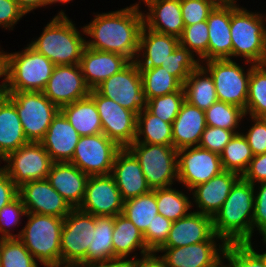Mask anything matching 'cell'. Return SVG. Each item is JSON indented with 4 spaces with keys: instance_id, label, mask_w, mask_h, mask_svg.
<instances>
[{
    "instance_id": "6da1fadb",
    "label": "cell",
    "mask_w": 266,
    "mask_h": 267,
    "mask_svg": "<svg viewBox=\"0 0 266 267\" xmlns=\"http://www.w3.org/2000/svg\"><path fill=\"white\" fill-rule=\"evenodd\" d=\"M94 18L84 25L86 47L117 53L135 61L142 27L143 11L140 5L130 4L115 11L93 13Z\"/></svg>"
},
{
    "instance_id": "7a4b0ae2",
    "label": "cell",
    "mask_w": 266,
    "mask_h": 267,
    "mask_svg": "<svg viewBox=\"0 0 266 267\" xmlns=\"http://www.w3.org/2000/svg\"><path fill=\"white\" fill-rule=\"evenodd\" d=\"M254 185L242 176L213 217L214 233L226 244L252 241Z\"/></svg>"
},
{
    "instance_id": "3957f363",
    "label": "cell",
    "mask_w": 266,
    "mask_h": 267,
    "mask_svg": "<svg viewBox=\"0 0 266 267\" xmlns=\"http://www.w3.org/2000/svg\"><path fill=\"white\" fill-rule=\"evenodd\" d=\"M64 10L47 22L42 33L28 45L46 56L55 66L78 65L86 46L84 27L80 31ZM85 38H84V37Z\"/></svg>"
},
{
    "instance_id": "277c9868",
    "label": "cell",
    "mask_w": 266,
    "mask_h": 267,
    "mask_svg": "<svg viewBox=\"0 0 266 267\" xmlns=\"http://www.w3.org/2000/svg\"><path fill=\"white\" fill-rule=\"evenodd\" d=\"M230 33L232 60L243 58V64L266 61V22L263 13L250 11L237 1L231 2Z\"/></svg>"
},
{
    "instance_id": "5b68a950",
    "label": "cell",
    "mask_w": 266,
    "mask_h": 267,
    "mask_svg": "<svg viewBox=\"0 0 266 267\" xmlns=\"http://www.w3.org/2000/svg\"><path fill=\"white\" fill-rule=\"evenodd\" d=\"M6 91L42 92L50 79L55 65L28 44L21 51L6 52Z\"/></svg>"
},
{
    "instance_id": "8992f818",
    "label": "cell",
    "mask_w": 266,
    "mask_h": 267,
    "mask_svg": "<svg viewBox=\"0 0 266 267\" xmlns=\"http://www.w3.org/2000/svg\"><path fill=\"white\" fill-rule=\"evenodd\" d=\"M25 217L27 222L17 233V238L38 262L60 261L64 218L36 213H26Z\"/></svg>"
},
{
    "instance_id": "52a82bcc",
    "label": "cell",
    "mask_w": 266,
    "mask_h": 267,
    "mask_svg": "<svg viewBox=\"0 0 266 267\" xmlns=\"http://www.w3.org/2000/svg\"><path fill=\"white\" fill-rule=\"evenodd\" d=\"M127 149L138 160L151 190L178 183V150L173 146L133 142Z\"/></svg>"
},
{
    "instance_id": "ba28073f",
    "label": "cell",
    "mask_w": 266,
    "mask_h": 267,
    "mask_svg": "<svg viewBox=\"0 0 266 267\" xmlns=\"http://www.w3.org/2000/svg\"><path fill=\"white\" fill-rule=\"evenodd\" d=\"M5 96L15 105L27 140L40 142L60 108L43 92L6 91Z\"/></svg>"
},
{
    "instance_id": "9c48e42d",
    "label": "cell",
    "mask_w": 266,
    "mask_h": 267,
    "mask_svg": "<svg viewBox=\"0 0 266 267\" xmlns=\"http://www.w3.org/2000/svg\"><path fill=\"white\" fill-rule=\"evenodd\" d=\"M201 65L214 80L218 101L236 105L245 112L251 66L254 64L248 62L246 71V67L239 65L235 59L209 60Z\"/></svg>"
},
{
    "instance_id": "30bf717a",
    "label": "cell",
    "mask_w": 266,
    "mask_h": 267,
    "mask_svg": "<svg viewBox=\"0 0 266 267\" xmlns=\"http://www.w3.org/2000/svg\"><path fill=\"white\" fill-rule=\"evenodd\" d=\"M0 167L17 187L34 180L47 179L53 161L41 142L29 141L8 154Z\"/></svg>"
},
{
    "instance_id": "8fae6325",
    "label": "cell",
    "mask_w": 266,
    "mask_h": 267,
    "mask_svg": "<svg viewBox=\"0 0 266 267\" xmlns=\"http://www.w3.org/2000/svg\"><path fill=\"white\" fill-rule=\"evenodd\" d=\"M95 216L78 208L64 218L61 230V260L87 267V249L92 244Z\"/></svg>"
},
{
    "instance_id": "7c38bea8",
    "label": "cell",
    "mask_w": 266,
    "mask_h": 267,
    "mask_svg": "<svg viewBox=\"0 0 266 267\" xmlns=\"http://www.w3.org/2000/svg\"><path fill=\"white\" fill-rule=\"evenodd\" d=\"M121 149L103 133L80 136L70 163L88 176L111 174L115 157Z\"/></svg>"
},
{
    "instance_id": "4fadbf2b",
    "label": "cell",
    "mask_w": 266,
    "mask_h": 267,
    "mask_svg": "<svg viewBox=\"0 0 266 267\" xmlns=\"http://www.w3.org/2000/svg\"><path fill=\"white\" fill-rule=\"evenodd\" d=\"M89 95L93 98L99 113L102 133L121 148L131 145L136 139L137 114L100 95L95 89L90 90Z\"/></svg>"
},
{
    "instance_id": "5bb4252c",
    "label": "cell",
    "mask_w": 266,
    "mask_h": 267,
    "mask_svg": "<svg viewBox=\"0 0 266 267\" xmlns=\"http://www.w3.org/2000/svg\"><path fill=\"white\" fill-rule=\"evenodd\" d=\"M95 90L137 115L145 108L140 69L135 61L103 81Z\"/></svg>"
},
{
    "instance_id": "9a60e30c",
    "label": "cell",
    "mask_w": 266,
    "mask_h": 267,
    "mask_svg": "<svg viewBox=\"0 0 266 267\" xmlns=\"http://www.w3.org/2000/svg\"><path fill=\"white\" fill-rule=\"evenodd\" d=\"M178 184L189 191L219 175L223 170L220 155L199 146L178 150Z\"/></svg>"
},
{
    "instance_id": "2e32d148",
    "label": "cell",
    "mask_w": 266,
    "mask_h": 267,
    "mask_svg": "<svg viewBox=\"0 0 266 267\" xmlns=\"http://www.w3.org/2000/svg\"><path fill=\"white\" fill-rule=\"evenodd\" d=\"M124 201L111 174L92 175L87 181L79 210L94 216H113L123 213Z\"/></svg>"
},
{
    "instance_id": "e0dca14e",
    "label": "cell",
    "mask_w": 266,
    "mask_h": 267,
    "mask_svg": "<svg viewBox=\"0 0 266 267\" xmlns=\"http://www.w3.org/2000/svg\"><path fill=\"white\" fill-rule=\"evenodd\" d=\"M43 94L61 108L87 97L90 89L86 85L78 65H57L48 80Z\"/></svg>"
},
{
    "instance_id": "ac0fdd59",
    "label": "cell",
    "mask_w": 266,
    "mask_h": 267,
    "mask_svg": "<svg viewBox=\"0 0 266 267\" xmlns=\"http://www.w3.org/2000/svg\"><path fill=\"white\" fill-rule=\"evenodd\" d=\"M18 196L21 198L27 213L65 218L72 210L47 179L22 184L18 187Z\"/></svg>"
},
{
    "instance_id": "d6986e66",
    "label": "cell",
    "mask_w": 266,
    "mask_h": 267,
    "mask_svg": "<svg viewBox=\"0 0 266 267\" xmlns=\"http://www.w3.org/2000/svg\"><path fill=\"white\" fill-rule=\"evenodd\" d=\"M204 241H223L214 233L213 217L191 211L174 221L165 244L161 248H176Z\"/></svg>"
},
{
    "instance_id": "ffe728a7",
    "label": "cell",
    "mask_w": 266,
    "mask_h": 267,
    "mask_svg": "<svg viewBox=\"0 0 266 267\" xmlns=\"http://www.w3.org/2000/svg\"><path fill=\"white\" fill-rule=\"evenodd\" d=\"M226 245L224 241H204L176 248H160L156 253H162L159 256L165 267H205L224 252Z\"/></svg>"
},
{
    "instance_id": "44dd1931",
    "label": "cell",
    "mask_w": 266,
    "mask_h": 267,
    "mask_svg": "<svg viewBox=\"0 0 266 267\" xmlns=\"http://www.w3.org/2000/svg\"><path fill=\"white\" fill-rule=\"evenodd\" d=\"M240 177L237 173L222 171L209 181L193 187L188 195H193L192 207L197 208L194 211L214 217Z\"/></svg>"
},
{
    "instance_id": "7402d4cb",
    "label": "cell",
    "mask_w": 266,
    "mask_h": 267,
    "mask_svg": "<svg viewBox=\"0 0 266 267\" xmlns=\"http://www.w3.org/2000/svg\"><path fill=\"white\" fill-rule=\"evenodd\" d=\"M130 62L123 55L85 46L79 66L86 85L90 90H94L103 81L125 68Z\"/></svg>"
},
{
    "instance_id": "603a6c76",
    "label": "cell",
    "mask_w": 266,
    "mask_h": 267,
    "mask_svg": "<svg viewBox=\"0 0 266 267\" xmlns=\"http://www.w3.org/2000/svg\"><path fill=\"white\" fill-rule=\"evenodd\" d=\"M111 175L123 201L136 198L151 191L138 160L127 148H122L117 153Z\"/></svg>"
},
{
    "instance_id": "cb8c5ba5",
    "label": "cell",
    "mask_w": 266,
    "mask_h": 267,
    "mask_svg": "<svg viewBox=\"0 0 266 267\" xmlns=\"http://www.w3.org/2000/svg\"><path fill=\"white\" fill-rule=\"evenodd\" d=\"M89 176L70 162L53 163L47 180L72 209L81 205Z\"/></svg>"
},
{
    "instance_id": "d4e9b609",
    "label": "cell",
    "mask_w": 266,
    "mask_h": 267,
    "mask_svg": "<svg viewBox=\"0 0 266 267\" xmlns=\"http://www.w3.org/2000/svg\"><path fill=\"white\" fill-rule=\"evenodd\" d=\"M79 139L80 135L59 111L40 142L53 163H60L71 162Z\"/></svg>"
},
{
    "instance_id": "484cf974",
    "label": "cell",
    "mask_w": 266,
    "mask_h": 267,
    "mask_svg": "<svg viewBox=\"0 0 266 267\" xmlns=\"http://www.w3.org/2000/svg\"><path fill=\"white\" fill-rule=\"evenodd\" d=\"M143 4L148 8V12H143L147 28L180 38L185 27L180 0H145Z\"/></svg>"
},
{
    "instance_id": "4316f807",
    "label": "cell",
    "mask_w": 266,
    "mask_h": 267,
    "mask_svg": "<svg viewBox=\"0 0 266 267\" xmlns=\"http://www.w3.org/2000/svg\"><path fill=\"white\" fill-rule=\"evenodd\" d=\"M231 3L217 5L207 18L209 31L208 61L232 60V40L230 33Z\"/></svg>"
},
{
    "instance_id": "83f0119b",
    "label": "cell",
    "mask_w": 266,
    "mask_h": 267,
    "mask_svg": "<svg viewBox=\"0 0 266 267\" xmlns=\"http://www.w3.org/2000/svg\"><path fill=\"white\" fill-rule=\"evenodd\" d=\"M179 44L177 37L153 31L144 25L135 62L139 68L160 67Z\"/></svg>"
},
{
    "instance_id": "f1b7e54d",
    "label": "cell",
    "mask_w": 266,
    "mask_h": 267,
    "mask_svg": "<svg viewBox=\"0 0 266 267\" xmlns=\"http://www.w3.org/2000/svg\"><path fill=\"white\" fill-rule=\"evenodd\" d=\"M206 128L205 112L184 101L172 122L173 147L176 150L198 146Z\"/></svg>"
},
{
    "instance_id": "f546056e",
    "label": "cell",
    "mask_w": 266,
    "mask_h": 267,
    "mask_svg": "<svg viewBox=\"0 0 266 267\" xmlns=\"http://www.w3.org/2000/svg\"><path fill=\"white\" fill-rule=\"evenodd\" d=\"M112 244L114 261L137 258L139 255L135 251L138 250L140 257L151 253L147 249L143 233L124 214L114 217Z\"/></svg>"
},
{
    "instance_id": "4dcf8cb0",
    "label": "cell",
    "mask_w": 266,
    "mask_h": 267,
    "mask_svg": "<svg viewBox=\"0 0 266 267\" xmlns=\"http://www.w3.org/2000/svg\"><path fill=\"white\" fill-rule=\"evenodd\" d=\"M28 142L15 105L5 95L0 97V162Z\"/></svg>"
},
{
    "instance_id": "1f68e13d",
    "label": "cell",
    "mask_w": 266,
    "mask_h": 267,
    "mask_svg": "<svg viewBox=\"0 0 266 267\" xmlns=\"http://www.w3.org/2000/svg\"><path fill=\"white\" fill-rule=\"evenodd\" d=\"M60 111L80 136L102 133L100 116L90 95L62 106Z\"/></svg>"
},
{
    "instance_id": "d6a6232c",
    "label": "cell",
    "mask_w": 266,
    "mask_h": 267,
    "mask_svg": "<svg viewBox=\"0 0 266 267\" xmlns=\"http://www.w3.org/2000/svg\"><path fill=\"white\" fill-rule=\"evenodd\" d=\"M113 231V216H95L92 244L87 249V267L114 262Z\"/></svg>"
},
{
    "instance_id": "836d02e7",
    "label": "cell",
    "mask_w": 266,
    "mask_h": 267,
    "mask_svg": "<svg viewBox=\"0 0 266 267\" xmlns=\"http://www.w3.org/2000/svg\"><path fill=\"white\" fill-rule=\"evenodd\" d=\"M183 89L185 101L201 110L218 101L214 80L201 64L187 77Z\"/></svg>"
},
{
    "instance_id": "e575fe53",
    "label": "cell",
    "mask_w": 266,
    "mask_h": 267,
    "mask_svg": "<svg viewBox=\"0 0 266 267\" xmlns=\"http://www.w3.org/2000/svg\"><path fill=\"white\" fill-rule=\"evenodd\" d=\"M134 142L173 146L172 123L153 115L146 107L137 115Z\"/></svg>"
},
{
    "instance_id": "d590c367",
    "label": "cell",
    "mask_w": 266,
    "mask_h": 267,
    "mask_svg": "<svg viewBox=\"0 0 266 267\" xmlns=\"http://www.w3.org/2000/svg\"><path fill=\"white\" fill-rule=\"evenodd\" d=\"M139 69L145 102L151 98L184 90L183 84L161 66Z\"/></svg>"
},
{
    "instance_id": "8d00e7d4",
    "label": "cell",
    "mask_w": 266,
    "mask_h": 267,
    "mask_svg": "<svg viewBox=\"0 0 266 267\" xmlns=\"http://www.w3.org/2000/svg\"><path fill=\"white\" fill-rule=\"evenodd\" d=\"M173 186L156 189L158 213L174 222L188 215L192 209L191 197Z\"/></svg>"
},
{
    "instance_id": "74e56055",
    "label": "cell",
    "mask_w": 266,
    "mask_h": 267,
    "mask_svg": "<svg viewBox=\"0 0 266 267\" xmlns=\"http://www.w3.org/2000/svg\"><path fill=\"white\" fill-rule=\"evenodd\" d=\"M143 234L158 214L156 189L124 201L123 213Z\"/></svg>"
},
{
    "instance_id": "f35d334b",
    "label": "cell",
    "mask_w": 266,
    "mask_h": 267,
    "mask_svg": "<svg viewBox=\"0 0 266 267\" xmlns=\"http://www.w3.org/2000/svg\"><path fill=\"white\" fill-rule=\"evenodd\" d=\"M253 157L251 147L241 132L233 136L220 154L223 170L240 176L246 172Z\"/></svg>"
},
{
    "instance_id": "ab89813d",
    "label": "cell",
    "mask_w": 266,
    "mask_h": 267,
    "mask_svg": "<svg viewBox=\"0 0 266 267\" xmlns=\"http://www.w3.org/2000/svg\"><path fill=\"white\" fill-rule=\"evenodd\" d=\"M246 116L266 118V65L254 64L248 87Z\"/></svg>"
},
{
    "instance_id": "60d3db41",
    "label": "cell",
    "mask_w": 266,
    "mask_h": 267,
    "mask_svg": "<svg viewBox=\"0 0 266 267\" xmlns=\"http://www.w3.org/2000/svg\"><path fill=\"white\" fill-rule=\"evenodd\" d=\"M204 112L206 126L220 127L231 131H240V125L246 117L242 108L222 101L215 102Z\"/></svg>"
},
{
    "instance_id": "b9f144b4",
    "label": "cell",
    "mask_w": 266,
    "mask_h": 267,
    "mask_svg": "<svg viewBox=\"0 0 266 267\" xmlns=\"http://www.w3.org/2000/svg\"><path fill=\"white\" fill-rule=\"evenodd\" d=\"M1 267H37L39 262L19 238L0 239Z\"/></svg>"
},
{
    "instance_id": "7bdbcfd3",
    "label": "cell",
    "mask_w": 266,
    "mask_h": 267,
    "mask_svg": "<svg viewBox=\"0 0 266 267\" xmlns=\"http://www.w3.org/2000/svg\"><path fill=\"white\" fill-rule=\"evenodd\" d=\"M179 43L196 56L200 64L208 61L209 31L207 21L185 26Z\"/></svg>"
},
{
    "instance_id": "ee69618b",
    "label": "cell",
    "mask_w": 266,
    "mask_h": 267,
    "mask_svg": "<svg viewBox=\"0 0 266 267\" xmlns=\"http://www.w3.org/2000/svg\"><path fill=\"white\" fill-rule=\"evenodd\" d=\"M199 65L198 59L188 49L179 44L162 63L161 67L184 84L190 73Z\"/></svg>"
},
{
    "instance_id": "f6af8a7d",
    "label": "cell",
    "mask_w": 266,
    "mask_h": 267,
    "mask_svg": "<svg viewBox=\"0 0 266 267\" xmlns=\"http://www.w3.org/2000/svg\"><path fill=\"white\" fill-rule=\"evenodd\" d=\"M184 101V90H178L170 94L147 100L145 107L153 115L158 116L163 121L172 123L178 115L181 105Z\"/></svg>"
},
{
    "instance_id": "bcb514c9",
    "label": "cell",
    "mask_w": 266,
    "mask_h": 267,
    "mask_svg": "<svg viewBox=\"0 0 266 267\" xmlns=\"http://www.w3.org/2000/svg\"><path fill=\"white\" fill-rule=\"evenodd\" d=\"M226 267H266L261 256L248 243L226 245Z\"/></svg>"
},
{
    "instance_id": "7dc6e473",
    "label": "cell",
    "mask_w": 266,
    "mask_h": 267,
    "mask_svg": "<svg viewBox=\"0 0 266 267\" xmlns=\"http://www.w3.org/2000/svg\"><path fill=\"white\" fill-rule=\"evenodd\" d=\"M26 213V208L19 196L5 205L0 210V239L17 238V233L13 234L14 230L11 228L14 229L22 224V217H25Z\"/></svg>"
},
{
    "instance_id": "c3c4849f",
    "label": "cell",
    "mask_w": 266,
    "mask_h": 267,
    "mask_svg": "<svg viewBox=\"0 0 266 267\" xmlns=\"http://www.w3.org/2000/svg\"><path fill=\"white\" fill-rule=\"evenodd\" d=\"M180 5L185 26L207 21L209 14L217 6L211 0H180Z\"/></svg>"
},
{
    "instance_id": "681fc988",
    "label": "cell",
    "mask_w": 266,
    "mask_h": 267,
    "mask_svg": "<svg viewBox=\"0 0 266 267\" xmlns=\"http://www.w3.org/2000/svg\"><path fill=\"white\" fill-rule=\"evenodd\" d=\"M172 221L161 214H157L152 224L148 226L143 234L147 249L150 252H157L166 242L171 230Z\"/></svg>"
},
{
    "instance_id": "f907efd6",
    "label": "cell",
    "mask_w": 266,
    "mask_h": 267,
    "mask_svg": "<svg viewBox=\"0 0 266 267\" xmlns=\"http://www.w3.org/2000/svg\"><path fill=\"white\" fill-rule=\"evenodd\" d=\"M240 132L220 127L206 126L198 146L220 155L233 136Z\"/></svg>"
},
{
    "instance_id": "816d5d0a",
    "label": "cell",
    "mask_w": 266,
    "mask_h": 267,
    "mask_svg": "<svg viewBox=\"0 0 266 267\" xmlns=\"http://www.w3.org/2000/svg\"><path fill=\"white\" fill-rule=\"evenodd\" d=\"M253 123L246 128L248 131L241 132L251 147L253 155L266 153V118L249 116Z\"/></svg>"
},
{
    "instance_id": "f5cc1de1",
    "label": "cell",
    "mask_w": 266,
    "mask_h": 267,
    "mask_svg": "<svg viewBox=\"0 0 266 267\" xmlns=\"http://www.w3.org/2000/svg\"><path fill=\"white\" fill-rule=\"evenodd\" d=\"M256 231L259 235L266 233V182L254 185L252 238Z\"/></svg>"
},
{
    "instance_id": "db71d44e",
    "label": "cell",
    "mask_w": 266,
    "mask_h": 267,
    "mask_svg": "<svg viewBox=\"0 0 266 267\" xmlns=\"http://www.w3.org/2000/svg\"><path fill=\"white\" fill-rule=\"evenodd\" d=\"M23 16L26 14L16 0H0V27L12 31Z\"/></svg>"
},
{
    "instance_id": "11a10c76",
    "label": "cell",
    "mask_w": 266,
    "mask_h": 267,
    "mask_svg": "<svg viewBox=\"0 0 266 267\" xmlns=\"http://www.w3.org/2000/svg\"><path fill=\"white\" fill-rule=\"evenodd\" d=\"M242 177L253 185L266 182V153L255 155Z\"/></svg>"
},
{
    "instance_id": "9f6ffc18",
    "label": "cell",
    "mask_w": 266,
    "mask_h": 267,
    "mask_svg": "<svg viewBox=\"0 0 266 267\" xmlns=\"http://www.w3.org/2000/svg\"><path fill=\"white\" fill-rule=\"evenodd\" d=\"M18 196V187L0 167V210Z\"/></svg>"
},
{
    "instance_id": "6f0895ef",
    "label": "cell",
    "mask_w": 266,
    "mask_h": 267,
    "mask_svg": "<svg viewBox=\"0 0 266 267\" xmlns=\"http://www.w3.org/2000/svg\"><path fill=\"white\" fill-rule=\"evenodd\" d=\"M131 267H165L158 253L151 252L144 256L132 258Z\"/></svg>"
},
{
    "instance_id": "680465c9",
    "label": "cell",
    "mask_w": 266,
    "mask_h": 267,
    "mask_svg": "<svg viewBox=\"0 0 266 267\" xmlns=\"http://www.w3.org/2000/svg\"><path fill=\"white\" fill-rule=\"evenodd\" d=\"M0 97L6 95L7 86V55L0 46Z\"/></svg>"
},
{
    "instance_id": "91938a15",
    "label": "cell",
    "mask_w": 266,
    "mask_h": 267,
    "mask_svg": "<svg viewBox=\"0 0 266 267\" xmlns=\"http://www.w3.org/2000/svg\"><path fill=\"white\" fill-rule=\"evenodd\" d=\"M16 2L26 15L37 8L48 7L47 0H16Z\"/></svg>"
},
{
    "instance_id": "94428289",
    "label": "cell",
    "mask_w": 266,
    "mask_h": 267,
    "mask_svg": "<svg viewBox=\"0 0 266 267\" xmlns=\"http://www.w3.org/2000/svg\"><path fill=\"white\" fill-rule=\"evenodd\" d=\"M44 267H82L80 264L68 261H56V262H42L39 263ZM39 267V265L37 266Z\"/></svg>"
},
{
    "instance_id": "6125c7cd",
    "label": "cell",
    "mask_w": 266,
    "mask_h": 267,
    "mask_svg": "<svg viewBox=\"0 0 266 267\" xmlns=\"http://www.w3.org/2000/svg\"><path fill=\"white\" fill-rule=\"evenodd\" d=\"M92 267H131V259L128 260H118L114 262H109L105 264H99Z\"/></svg>"
},
{
    "instance_id": "be15d7a7",
    "label": "cell",
    "mask_w": 266,
    "mask_h": 267,
    "mask_svg": "<svg viewBox=\"0 0 266 267\" xmlns=\"http://www.w3.org/2000/svg\"><path fill=\"white\" fill-rule=\"evenodd\" d=\"M205 267H226V247L224 252L212 264Z\"/></svg>"
},
{
    "instance_id": "e7e4bbea",
    "label": "cell",
    "mask_w": 266,
    "mask_h": 267,
    "mask_svg": "<svg viewBox=\"0 0 266 267\" xmlns=\"http://www.w3.org/2000/svg\"><path fill=\"white\" fill-rule=\"evenodd\" d=\"M260 236H262V243H263V245H266V233L265 234H261ZM248 244L254 249V250H256V252L261 256V258L264 260V262H265V264H266V250H264L265 252H263L262 250H261V252L259 253V251L256 249V246L254 245V242H252V241H249L248 242ZM254 245V246H253ZM265 248H266V246H265Z\"/></svg>"
},
{
    "instance_id": "03108f58",
    "label": "cell",
    "mask_w": 266,
    "mask_h": 267,
    "mask_svg": "<svg viewBox=\"0 0 266 267\" xmlns=\"http://www.w3.org/2000/svg\"><path fill=\"white\" fill-rule=\"evenodd\" d=\"M70 1H73V0H47V5L50 6V5H53V4H56V3H61L64 5L67 4V3H70Z\"/></svg>"
},
{
    "instance_id": "003e7915",
    "label": "cell",
    "mask_w": 266,
    "mask_h": 267,
    "mask_svg": "<svg viewBox=\"0 0 266 267\" xmlns=\"http://www.w3.org/2000/svg\"><path fill=\"white\" fill-rule=\"evenodd\" d=\"M215 2L217 5H224L233 2L234 0H211Z\"/></svg>"
},
{
    "instance_id": "a7ac6f4b",
    "label": "cell",
    "mask_w": 266,
    "mask_h": 267,
    "mask_svg": "<svg viewBox=\"0 0 266 267\" xmlns=\"http://www.w3.org/2000/svg\"><path fill=\"white\" fill-rule=\"evenodd\" d=\"M145 0H139V2L137 3L138 5H141V2H144Z\"/></svg>"
},
{
    "instance_id": "89a4df30",
    "label": "cell",
    "mask_w": 266,
    "mask_h": 267,
    "mask_svg": "<svg viewBox=\"0 0 266 267\" xmlns=\"http://www.w3.org/2000/svg\"><path fill=\"white\" fill-rule=\"evenodd\" d=\"M263 16H264V19H265V22H266V13H264Z\"/></svg>"
}]
</instances>
